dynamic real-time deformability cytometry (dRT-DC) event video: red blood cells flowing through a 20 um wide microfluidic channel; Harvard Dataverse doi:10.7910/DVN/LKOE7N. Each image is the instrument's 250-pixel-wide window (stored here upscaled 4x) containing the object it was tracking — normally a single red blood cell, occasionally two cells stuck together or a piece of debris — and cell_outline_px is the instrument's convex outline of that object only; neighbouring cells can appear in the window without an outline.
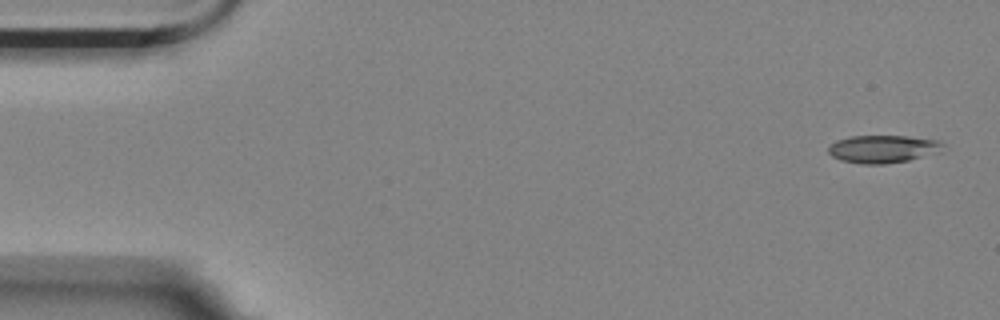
{"species": "Egyptian fruit bat (a non-hibernating species)", "species_latin": "Rousettus aegyptiacus", "temperature_condition": "room temperature", "stored_images_in_passage": 4, "camera_frame_rate_fps": 3000, "um_per_image_px": 0.085, "animal": {"sex": "female"}, "frame": {"image": 1, "passage_image": 1, "time_ms": 0.0, "image_size_px": [1000, 320], "cell_outline_px": [[944, 144], [940, 152], [908, 160], [884, 164], [860, 164], [840, 160], [832, 156], [828, 152], [828, 148], [836, 140], [848, 136], [908, 136], [940, 140]], "centroid_in_image_um": [75.05, 12.66], "position_along_channel_um": 10.0, "area_um2": 18.61}}